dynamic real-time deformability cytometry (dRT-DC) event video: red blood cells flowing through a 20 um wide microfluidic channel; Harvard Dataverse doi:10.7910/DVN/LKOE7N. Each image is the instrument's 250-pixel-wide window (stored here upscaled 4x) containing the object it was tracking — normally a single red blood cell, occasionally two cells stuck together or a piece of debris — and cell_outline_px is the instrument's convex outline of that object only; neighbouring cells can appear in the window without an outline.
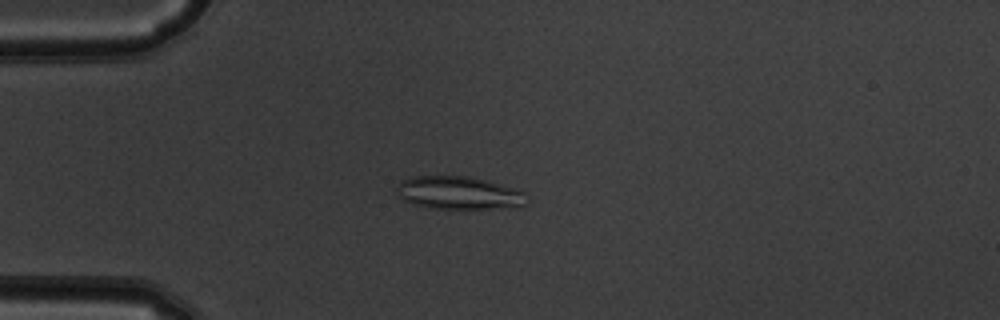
{"species": "common noctule bat (a hibernating species)", "species_latin": "Nyctalus noctula", "temperature_condition": "warm", "stored_images_in_passage": 51, "camera_frame_rate_fps": 3000, "um_per_image_px": 0.085, "animal": {"sex": "male", "body_mass_g": 19.5, "forearm_length_mm": 54.6}, "frame": {"image": 1, "passage_image": 14, "time_ms": 4.333, "image_size_px": [1000, 320], "cell_outline_px": [[528, 200], [524, 204], [488, 208], [432, 208], [412, 204], [404, 200], [400, 196], [396, 188], [396, 184], [408, 176], [468, 176], [488, 180], [524, 192]], "centroid_in_image_um": [38.91, 16.37], "position_along_channel_um": 46.1, "area_um2": 24.62}}
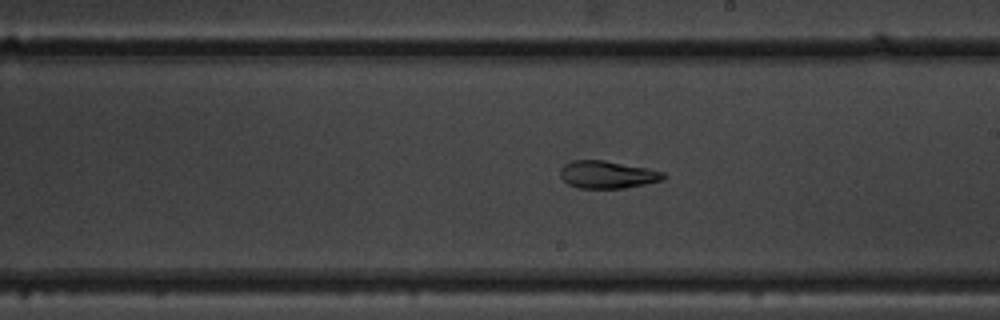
{"frame": {"image": 2, "passage_image": 30, "time_ms": 9.667, "image_size_px": [1000, 320], "cell_outline_px": [[668, 176], [664, 180], [624, 188], [576, 188], [568, 184], [560, 176], [560, 168], [564, 164], [572, 160], [604, 160], [648, 168], [664, 172]], "centroid_in_image_um": [51.63, 14.84], "position_along_channel_um": 237.4, "area_um2": 16.7}}
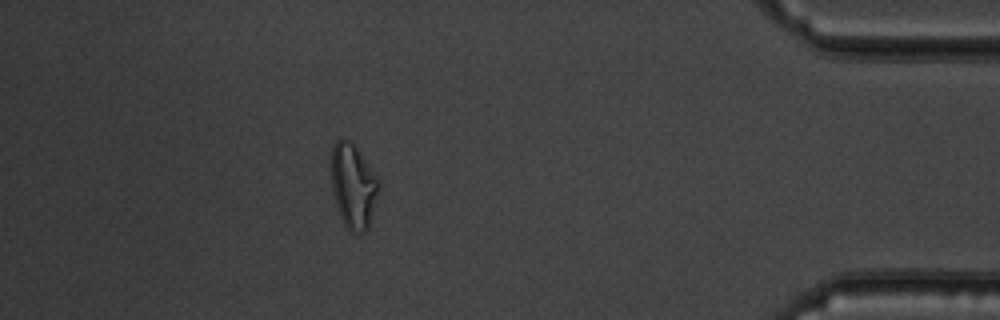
{"frame": {"image": 3, "passage_image": 46, "time_ms": 15.0, "image_size_px": [1000, 320], "cell_outline_px": [[380, 184], [368, 228], [364, 232], [352, 232], [344, 224], [340, 216], [336, 204], [328, 168], [332, 148], [336, 140], [340, 136], [352, 140], [356, 144], [376, 176]], "centroid_in_image_um": [29.98, 15.7], "position_along_channel_um": 405.2, "area_um2": 23.87}, "authors_computed_cell_mechanics": {"area_um2": 21.7906, "velocity_mm_per_s": 3.9646, "shape_relaxation_time_tau1_ms": null, "shape_relaxation_time_tau2_ms": 1.6047, "deformation_change_tau1": null, "deformation_change_tau2": 0.0763}}